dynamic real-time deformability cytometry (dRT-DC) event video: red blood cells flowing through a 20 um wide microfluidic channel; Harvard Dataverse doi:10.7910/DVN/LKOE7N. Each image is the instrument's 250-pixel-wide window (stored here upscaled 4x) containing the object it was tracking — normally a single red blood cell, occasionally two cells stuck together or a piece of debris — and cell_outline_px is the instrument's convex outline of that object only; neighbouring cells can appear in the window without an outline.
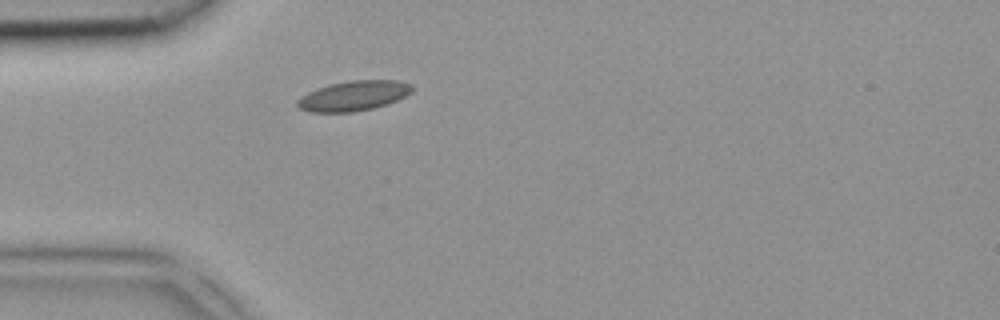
{"species": "common noctule bat (a hibernating species)", "species_latin": "Nyctalus noctula", "temperature_condition": "room temperature", "stored_images_in_passage": 1, "camera_frame_rate_fps": 3000, "um_per_image_px": 0.085, "animal": {"sex": "female", "body_mass_g": 18.4}, "frame": {"image": 1, "passage_image": 1, "time_ms": 0.0, "image_size_px": [1000, 320], "cell_outline_px": [[412, 92], [396, 100], [372, 108], [352, 112], [308, 112], [300, 108], [296, 104], [296, 100], [308, 92], [316, 88], [348, 80], [396, 80], [412, 84]], "centroid_in_image_um": [30.02, 8.13], "position_along_channel_um": 55.0, "area_um2": 19.88}}